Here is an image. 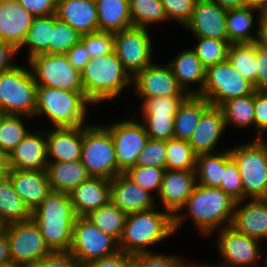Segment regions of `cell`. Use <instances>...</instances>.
<instances>
[{
    "label": "cell",
    "mask_w": 267,
    "mask_h": 267,
    "mask_svg": "<svg viewBox=\"0 0 267 267\" xmlns=\"http://www.w3.org/2000/svg\"><path fill=\"white\" fill-rule=\"evenodd\" d=\"M234 207L235 201L220 188L197 184L186 203L174 215L175 234L186 220L191 219L193 224L188 229H194L192 234L197 231L209 238L213 232L231 225Z\"/></svg>",
    "instance_id": "1"
},
{
    "label": "cell",
    "mask_w": 267,
    "mask_h": 267,
    "mask_svg": "<svg viewBox=\"0 0 267 267\" xmlns=\"http://www.w3.org/2000/svg\"><path fill=\"white\" fill-rule=\"evenodd\" d=\"M156 206L152 209L127 215L119 250L135 255L154 252L163 241L174 236V216L167 210ZM152 249V250H151Z\"/></svg>",
    "instance_id": "2"
},
{
    "label": "cell",
    "mask_w": 267,
    "mask_h": 267,
    "mask_svg": "<svg viewBox=\"0 0 267 267\" xmlns=\"http://www.w3.org/2000/svg\"><path fill=\"white\" fill-rule=\"evenodd\" d=\"M81 81L85 96L97 107L109 101L116 105L122 93L129 87L132 89V77L115 52L90 58L81 72Z\"/></svg>",
    "instance_id": "3"
},
{
    "label": "cell",
    "mask_w": 267,
    "mask_h": 267,
    "mask_svg": "<svg viewBox=\"0 0 267 267\" xmlns=\"http://www.w3.org/2000/svg\"><path fill=\"white\" fill-rule=\"evenodd\" d=\"M76 218L70 195L57 191H50L32 211V220L53 252L69 251Z\"/></svg>",
    "instance_id": "4"
},
{
    "label": "cell",
    "mask_w": 267,
    "mask_h": 267,
    "mask_svg": "<svg viewBox=\"0 0 267 267\" xmlns=\"http://www.w3.org/2000/svg\"><path fill=\"white\" fill-rule=\"evenodd\" d=\"M92 105L84 92L37 86L34 120L45 119L47 123L50 122V128L88 125L90 117L87 116Z\"/></svg>",
    "instance_id": "5"
},
{
    "label": "cell",
    "mask_w": 267,
    "mask_h": 267,
    "mask_svg": "<svg viewBox=\"0 0 267 267\" xmlns=\"http://www.w3.org/2000/svg\"><path fill=\"white\" fill-rule=\"evenodd\" d=\"M230 147L243 186V200L267 198V148L259 139Z\"/></svg>",
    "instance_id": "6"
},
{
    "label": "cell",
    "mask_w": 267,
    "mask_h": 267,
    "mask_svg": "<svg viewBox=\"0 0 267 267\" xmlns=\"http://www.w3.org/2000/svg\"><path fill=\"white\" fill-rule=\"evenodd\" d=\"M37 84L28 64H17L0 74V110L4 114L25 115L34 119Z\"/></svg>",
    "instance_id": "7"
},
{
    "label": "cell",
    "mask_w": 267,
    "mask_h": 267,
    "mask_svg": "<svg viewBox=\"0 0 267 267\" xmlns=\"http://www.w3.org/2000/svg\"><path fill=\"white\" fill-rule=\"evenodd\" d=\"M81 162L91 177L112 180L119 174L114 142L103 124L83 125Z\"/></svg>",
    "instance_id": "8"
},
{
    "label": "cell",
    "mask_w": 267,
    "mask_h": 267,
    "mask_svg": "<svg viewBox=\"0 0 267 267\" xmlns=\"http://www.w3.org/2000/svg\"><path fill=\"white\" fill-rule=\"evenodd\" d=\"M218 232V233H216ZM215 246L220 255L219 263H210L213 267H257L262 266L264 253L262 242L256 238L249 237L237 232L231 226L224 227L213 232L210 236L215 235ZM265 250V251H262Z\"/></svg>",
    "instance_id": "9"
},
{
    "label": "cell",
    "mask_w": 267,
    "mask_h": 267,
    "mask_svg": "<svg viewBox=\"0 0 267 267\" xmlns=\"http://www.w3.org/2000/svg\"><path fill=\"white\" fill-rule=\"evenodd\" d=\"M37 86L83 92L81 73L65 54H39L26 61Z\"/></svg>",
    "instance_id": "10"
},
{
    "label": "cell",
    "mask_w": 267,
    "mask_h": 267,
    "mask_svg": "<svg viewBox=\"0 0 267 267\" xmlns=\"http://www.w3.org/2000/svg\"><path fill=\"white\" fill-rule=\"evenodd\" d=\"M254 85L241 74L227 59L206 69L205 83L199 96L210 105L221 106L228 100L252 94Z\"/></svg>",
    "instance_id": "11"
},
{
    "label": "cell",
    "mask_w": 267,
    "mask_h": 267,
    "mask_svg": "<svg viewBox=\"0 0 267 267\" xmlns=\"http://www.w3.org/2000/svg\"><path fill=\"white\" fill-rule=\"evenodd\" d=\"M151 34L150 29L141 27H130L114 33V52L132 78L156 61L153 51L155 39Z\"/></svg>",
    "instance_id": "12"
},
{
    "label": "cell",
    "mask_w": 267,
    "mask_h": 267,
    "mask_svg": "<svg viewBox=\"0 0 267 267\" xmlns=\"http://www.w3.org/2000/svg\"><path fill=\"white\" fill-rule=\"evenodd\" d=\"M135 112L130 118L115 120L103 124L111 134L115 146V155L119 173H125L136 164L138 156L149 139L143 124L137 119ZM137 119V120H136Z\"/></svg>",
    "instance_id": "13"
},
{
    "label": "cell",
    "mask_w": 267,
    "mask_h": 267,
    "mask_svg": "<svg viewBox=\"0 0 267 267\" xmlns=\"http://www.w3.org/2000/svg\"><path fill=\"white\" fill-rule=\"evenodd\" d=\"M5 233L8 237L11 262L15 264L31 267L53 252L33 220L8 224Z\"/></svg>",
    "instance_id": "14"
},
{
    "label": "cell",
    "mask_w": 267,
    "mask_h": 267,
    "mask_svg": "<svg viewBox=\"0 0 267 267\" xmlns=\"http://www.w3.org/2000/svg\"><path fill=\"white\" fill-rule=\"evenodd\" d=\"M118 250V242L103 233L89 219L86 217L75 219L69 252L84 266L93 260L114 254Z\"/></svg>",
    "instance_id": "15"
},
{
    "label": "cell",
    "mask_w": 267,
    "mask_h": 267,
    "mask_svg": "<svg viewBox=\"0 0 267 267\" xmlns=\"http://www.w3.org/2000/svg\"><path fill=\"white\" fill-rule=\"evenodd\" d=\"M130 91H133L134 96L136 94V99L189 96L178 85L170 66L155 61L132 78Z\"/></svg>",
    "instance_id": "16"
},
{
    "label": "cell",
    "mask_w": 267,
    "mask_h": 267,
    "mask_svg": "<svg viewBox=\"0 0 267 267\" xmlns=\"http://www.w3.org/2000/svg\"><path fill=\"white\" fill-rule=\"evenodd\" d=\"M196 185L195 170L165 169L156 198L157 206L160 204L161 209L169 211L174 216L186 203Z\"/></svg>",
    "instance_id": "17"
},
{
    "label": "cell",
    "mask_w": 267,
    "mask_h": 267,
    "mask_svg": "<svg viewBox=\"0 0 267 267\" xmlns=\"http://www.w3.org/2000/svg\"><path fill=\"white\" fill-rule=\"evenodd\" d=\"M226 14L227 10L211 0H197L184 29L191 32L193 37L228 40Z\"/></svg>",
    "instance_id": "18"
},
{
    "label": "cell",
    "mask_w": 267,
    "mask_h": 267,
    "mask_svg": "<svg viewBox=\"0 0 267 267\" xmlns=\"http://www.w3.org/2000/svg\"><path fill=\"white\" fill-rule=\"evenodd\" d=\"M226 130L221 107L209 105L203 111L188 143L197 155L220 152L218 146L224 139Z\"/></svg>",
    "instance_id": "19"
},
{
    "label": "cell",
    "mask_w": 267,
    "mask_h": 267,
    "mask_svg": "<svg viewBox=\"0 0 267 267\" xmlns=\"http://www.w3.org/2000/svg\"><path fill=\"white\" fill-rule=\"evenodd\" d=\"M230 226L237 232L261 242L267 240V198L244 199L235 202Z\"/></svg>",
    "instance_id": "20"
},
{
    "label": "cell",
    "mask_w": 267,
    "mask_h": 267,
    "mask_svg": "<svg viewBox=\"0 0 267 267\" xmlns=\"http://www.w3.org/2000/svg\"><path fill=\"white\" fill-rule=\"evenodd\" d=\"M31 131L7 156L8 169L43 170L47 165L45 128Z\"/></svg>",
    "instance_id": "21"
},
{
    "label": "cell",
    "mask_w": 267,
    "mask_h": 267,
    "mask_svg": "<svg viewBox=\"0 0 267 267\" xmlns=\"http://www.w3.org/2000/svg\"><path fill=\"white\" fill-rule=\"evenodd\" d=\"M110 201L127 215L157 206L156 198L125 173H119L111 180Z\"/></svg>",
    "instance_id": "22"
},
{
    "label": "cell",
    "mask_w": 267,
    "mask_h": 267,
    "mask_svg": "<svg viewBox=\"0 0 267 267\" xmlns=\"http://www.w3.org/2000/svg\"><path fill=\"white\" fill-rule=\"evenodd\" d=\"M48 162H69L81 160L83 126L45 127Z\"/></svg>",
    "instance_id": "23"
},
{
    "label": "cell",
    "mask_w": 267,
    "mask_h": 267,
    "mask_svg": "<svg viewBox=\"0 0 267 267\" xmlns=\"http://www.w3.org/2000/svg\"><path fill=\"white\" fill-rule=\"evenodd\" d=\"M34 17L16 0H0V40L19 49L27 37Z\"/></svg>",
    "instance_id": "24"
},
{
    "label": "cell",
    "mask_w": 267,
    "mask_h": 267,
    "mask_svg": "<svg viewBox=\"0 0 267 267\" xmlns=\"http://www.w3.org/2000/svg\"><path fill=\"white\" fill-rule=\"evenodd\" d=\"M175 56L167 60V64L178 85L188 95H200L205 83L206 68L191 47L180 50Z\"/></svg>",
    "instance_id": "25"
},
{
    "label": "cell",
    "mask_w": 267,
    "mask_h": 267,
    "mask_svg": "<svg viewBox=\"0 0 267 267\" xmlns=\"http://www.w3.org/2000/svg\"><path fill=\"white\" fill-rule=\"evenodd\" d=\"M111 180L90 177L76 186L70 193V199L77 217H85L91 211L110 202Z\"/></svg>",
    "instance_id": "26"
},
{
    "label": "cell",
    "mask_w": 267,
    "mask_h": 267,
    "mask_svg": "<svg viewBox=\"0 0 267 267\" xmlns=\"http://www.w3.org/2000/svg\"><path fill=\"white\" fill-rule=\"evenodd\" d=\"M57 19L80 34L99 31L96 2L90 0H57Z\"/></svg>",
    "instance_id": "27"
},
{
    "label": "cell",
    "mask_w": 267,
    "mask_h": 267,
    "mask_svg": "<svg viewBox=\"0 0 267 267\" xmlns=\"http://www.w3.org/2000/svg\"><path fill=\"white\" fill-rule=\"evenodd\" d=\"M16 193L33 211L50 193L46 170H13L8 169Z\"/></svg>",
    "instance_id": "28"
},
{
    "label": "cell",
    "mask_w": 267,
    "mask_h": 267,
    "mask_svg": "<svg viewBox=\"0 0 267 267\" xmlns=\"http://www.w3.org/2000/svg\"><path fill=\"white\" fill-rule=\"evenodd\" d=\"M260 12L258 8L244 6L227 10V37L230 44L256 42Z\"/></svg>",
    "instance_id": "29"
},
{
    "label": "cell",
    "mask_w": 267,
    "mask_h": 267,
    "mask_svg": "<svg viewBox=\"0 0 267 267\" xmlns=\"http://www.w3.org/2000/svg\"><path fill=\"white\" fill-rule=\"evenodd\" d=\"M45 170L51 191L68 194L91 177L81 160L47 162Z\"/></svg>",
    "instance_id": "30"
},
{
    "label": "cell",
    "mask_w": 267,
    "mask_h": 267,
    "mask_svg": "<svg viewBox=\"0 0 267 267\" xmlns=\"http://www.w3.org/2000/svg\"><path fill=\"white\" fill-rule=\"evenodd\" d=\"M210 103L199 95H189L175 114L174 138L189 141Z\"/></svg>",
    "instance_id": "31"
},
{
    "label": "cell",
    "mask_w": 267,
    "mask_h": 267,
    "mask_svg": "<svg viewBox=\"0 0 267 267\" xmlns=\"http://www.w3.org/2000/svg\"><path fill=\"white\" fill-rule=\"evenodd\" d=\"M0 217L7 225L32 220V211L16 193L7 174L0 176Z\"/></svg>",
    "instance_id": "32"
},
{
    "label": "cell",
    "mask_w": 267,
    "mask_h": 267,
    "mask_svg": "<svg viewBox=\"0 0 267 267\" xmlns=\"http://www.w3.org/2000/svg\"><path fill=\"white\" fill-rule=\"evenodd\" d=\"M99 31L116 33L133 27L129 12V0H98Z\"/></svg>",
    "instance_id": "33"
},
{
    "label": "cell",
    "mask_w": 267,
    "mask_h": 267,
    "mask_svg": "<svg viewBox=\"0 0 267 267\" xmlns=\"http://www.w3.org/2000/svg\"><path fill=\"white\" fill-rule=\"evenodd\" d=\"M55 25V14L49 16L34 17L32 26L30 27L27 37L22 46L18 49V53L22 54L25 49L24 62L33 56L47 53L49 54V44L52 42V27Z\"/></svg>",
    "instance_id": "34"
},
{
    "label": "cell",
    "mask_w": 267,
    "mask_h": 267,
    "mask_svg": "<svg viewBox=\"0 0 267 267\" xmlns=\"http://www.w3.org/2000/svg\"><path fill=\"white\" fill-rule=\"evenodd\" d=\"M229 148L217 153L199 154L196 161L197 184L207 187H220L225 164L231 159Z\"/></svg>",
    "instance_id": "35"
},
{
    "label": "cell",
    "mask_w": 267,
    "mask_h": 267,
    "mask_svg": "<svg viewBox=\"0 0 267 267\" xmlns=\"http://www.w3.org/2000/svg\"><path fill=\"white\" fill-rule=\"evenodd\" d=\"M220 107L224 114L226 129L245 130L247 127L254 133V92L228 100Z\"/></svg>",
    "instance_id": "36"
},
{
    "label": "cell",
    "mask_w": 267,
    "mask_h": 267,
    "mask_svg": "<svg viewBox=\"0 0 267 267\" xmlns=\"http://www.w3.org/2000/svg\"><path fill=\"white\" fill-rule=\"evenodd\" d=\"M31 125L34 119L25 115L4 114L0 119V151L6 156L13 151L16 146L31 131L26 123Z\"/></svg>",
    "instance_id": "37"
},
{
    "label": "cell",
    "mask_w": 267,
    "mask_h": 267,
    "mask_svg": "<svg viewBox=\"0 0 267 267\" xmlns=\"http://www.w3.org/2000/svg\"><path fill=\"white\" fill-rule=\"evenodd\" d=\"M129 12L133 27L150 29L168 22L161 0H129Z\"/></svg>",
    "instance_id": "38"
},
{
    "label": "cell",
    "mask_w": 267,
    "mask_h": 267,
    "mask_svg": "<svg viewBox=\"0 0 267 267\" xmlns=\"http://www.w3.org/2000/svg\"><path fill=\"white\" fill-rule=\"evenodd\" d=\"M103 233L113 237L117 242L121 239L127 214L116 207L111 201L87 216Z\"/></svg>",
    "instance_id": "39"
},
{
    "label": "cell",
    "mask_w": 267,
    "mask_h": 267,
    "mask_svg": "<svg viewBox=\"0 0 267 267\" xmlns=\"http://www.w3.org/2000/svg\"><path fill=\"white\" fill-rule=\"evenodd\" d=\"M227 59L256 90V42L230 44Z\"/></svg>",
    "instance_id": "40"
},
{
    "label": "cell",
    "mask_w": 267,
    "mask_h": 267,
    "mask_svg": "<svg viewBox=\"0 0 267 267\" xmlns=\"http://www.w3.org/2000/svg\"><path fill=\"white\" fill-rule=\"evenodd\" d=\"M197 154L193 151L188 141L169 139L166 141L167 170H195Z\"/></svg>",
    "instance_id": "41"
},
{
    "label": "cell",
    "mask_w": 267,
    "mask_h": 267,
    "mask_svg": "<svg viewBox=\"0 0 267 267\" xmlns=\"http://www.w3.org/2000/svg\"><path fill=\"white\" fill-rule=\"evenodd\" d=\"M197 43L191 47L203 66L207 69L218 63L224 62L228 57V40L205 37H194Z\"/></svg>",
    "instance_id": "42"
},
{
    "label": "cell",
    "mask_w": 267,
    "mask_h": 267,
    "mask_svg": "<svg viewBox=\"0 0 267 267\" xmlns=\"http://www.w3.org/2000/svg\"><path fill=\"white\" fill-rule=\"evenodd\" d=\"M139 118L150 139L169 140L174 138L176 113H139ZM142 119V120H141Z\"/></svg>",
    "instance_id": "43"
},
{
    "label": "cell",
    "mask_w": 267,
    "mask_h": 267,
    "mask_svg": "<svg viewBox=\"0 0 267 267\" xmlns=\"http://www.w3.org/2000/svg\"><path fill=\"white\" fill-rule=\"evenodd\" d=\"M165 168L134 165L125 174L155 198L159 194Z\"/></svg>",
    "instance_id": "44"
},
{
    "label": "cell",
    "mask_w": 267,
    "mask_h": 267,
    "mask_svg": "<svg viewBox=\"0 0 267 267\" xmlns=\"http://www.w3.org/2000/svg\"><path fill=\"white\" fill-rule=\"evenodd\" d=\"M81 35L69 24L57 19L52 27V42L49 44V54H66L67 51L81 40Z\"/></svg>",
    "instance_id": "45"
},
{
    "label": "cell",
    "mask_w": 267,
    "mask_h": 267,
    "mask_svg": "<svg viewBox=\"0 0 267 267\" xmlns=\"http://www.w3.org/2000/svg\"><path fill=\"white\" fill-rule=\"evenodd\" d=\"M156 252L132 255L130 267H183L188 262V258L185 255L182 257V254Z\"/></svg>",
    "instance_id": "46"
},
{
    "label": "cell",
    "mask_w": 267,
    "mask_h": 267,
    "mask_svg": "<svg viewBox=\"0 0 267 267\" xmlns=\"http://www.w3.org/2000/svg\"><path fill=\"white\" fill-rule=\"evenodd\" d=\"M90 58L108 55L114 52L115 37L112 32L96 31L81 35Z\"/></svg>",
    "instance_id": "47"
},
{
    "label": "cell",
    "mask_w": 267,
    "mask_h": 267,
    "mask_svg": "<svg viewBox=\"0 0 267 267\" xmlns=\"http://www.w3.org/2000/svg\"><path fill=\"white\" fill-rule=\"evenodd\" d=\"M166 141L148 139L140 152L135 165L145 167L165 168Z\"/></svg>",
    "instance_id": "48"
},
{
    "label": "cell",
    "mask_w": 267,
    "mask_h": 267,
    "mask_svg": "<svg viewBox=\"0 0 267 267\" xmlns=\"http://www.w3.org/2000/svg\"><path fill=\"white\" fill-rule=\"evenodd\" d=\"M221 190L230 196L235 202L243 200V186L238 166L231 158L224 167L222 180L220 183Z\"/></svg>",
    "instance_id": "49"
},
{
    "label": "cell",
    "mask_w": 267,
    "mask_h": 267,
    "mask_svg": "<svg viewBox=\"0 0 267 267\" xmlns=\"http://www.w3.org/2000/svg\"><path fill=\"white\" fill-rule=\"evenodd\" d=\"M197 0H161L168 23L174 21L175 25L185 27L192 16L194 5ZM177 22V23H176Z\"/></svg>",
    "instance_id": "50"
},
{
    "label": "cell",
    "mask_w": 267,
    "mask_h": 267,
    "mask_svg": "<svg viewBox=\"0 0 267 267\" xmlns=\"http://www.w3.org/2000/svg\"><path fill=\"white\" fill-rule=\"evenodd\" d=\"M188 96H166L140 99L141 113H177L180 105Z\"/></svg>",
    "instance_id": "51"
},
{
    "label": "cell",
    "mask_w": 267,
    "mask_h": 267,
    "mask_svg": "<svg viewBox=\"0 0 267 267\" xmlns=\"http://www.w3.org/2000/svg\"><path fill=\"white\" fill-rule=\"evenodd\" d=\"M254 133L259 139L267 131V91H254Z\"/></svg>",
    "instance_id": "52"
},
{
    "label": "cell",
    "mask_w": 267,
    "mask_h": 267,
    "mask_svg": "<svg viewBox=\"0 0 267 267\" xmlns=\"http://www.w3.org/2000/svg\"><path fill=\"white\" fill-rule=\"evenodd\" d=\"M31 267H84V265L69 251H55L43 257Z\"/></svg>",
    "instance_id": "53"
},
{
    "label": "cell",
    "mask_w": 267,
    "mask_h": 267,
    "mask_svg": "<svg viewBox=\"0 0 267 267\" xmlns=\"http://www.w3.org/2000/svg\"><path fill=\"white\" fill-rule=\"evenodd\" d=\"M35 17L49 16L56 13L57 0H16Z\"/></svg>",
    "instance_id": "54"
},
{
    "label": "cell",
    "mask_w": 267,
    "mask_h": 267,
    "mask_svg": "<svg viewBox=\"0 0 267 267\" xmlns=\"http://www.w3.org/2000/svg\"><path fill=\"white\" fill-rule=\"evenodd\" d=\"M132 255L118 250L114 254L89 262L84 267H130Z\"/></svg>",
    "instance_id": "55"
},
{
    "label": "cell",
    "mask_w": 267,
    "mask_h": 267,
    "mask_svg": "<svg viewBox=\"0 0 267 267\" xmlns=\"http://www.w3.org/2000/svg\"><path fill=\"white\" fill-rule=\"evenodd\" d=\"M256 91H267V50L256 44Z\"/></svg>",
    "instance_id": "56"
},
{
    "label": "cell",
    "mask_w": 267,
    "mask_h": 267,
    "mask_svg": "<svg viewBox=\"0 0 267 267\" xmlns=\"http://www.w3.org/2000/svg\"><path fill=\"white\" fill-rule=\"evenodd\" d=\"M65 55L72 66L80 73L84 70L90 60L89 53L81 40L73 45Z\"/></svg>",
    "instance_id": "57"
},
{
    "label": "cell",
    "mask_w": 267,
    "mask_h": 267,
    "mask_svg": "<svg viewBox=\"0 0 267 267\" xmlns=\"http://www.w3.org/2000/svg\"><path fill=\"white\" fill-rule=\"evenodd\" d=\"M18 56V49L14 45L0 40V74L20 64L16 62Z\"/></svg>",
    "instance_id": "58"
},
{
    "label": "cell",
    "mask_w": 267,
    "mask_h": 267,
    "mask_svg": "<svg viewBox=\"0 0 267 267\" xmlns=\"http://www.w3.org/2000/svg\"><path fill=\"white\" fill-rule=\"evenodd\" d=\"M256 44L267 50V9L260 12Z\"/></svg>",
    "instance_id": "59"
},
{
    "label": "cell",
    "mask_w": 267,
    "mask_h": 267,
    "mask_svg": "<svg viewBox=\"0 0 267 267\" xmlns=\"http://www.w3.org/2000/svg\"><path fill=\"white\" fill-rule=\"evenodd\" d=\"M11 262L10 248L6 233L0 235V265Z\"/></svg>",
    "instance_id": "60"
},
{
    "label": "cell",
    "mask_w": 267,
    "mask_h": 267,
    "mask_svg": "<svg viewBox=\"0 0 267 267\" xmlns=\"http://www.w3.org/2000/svg\"><path fill=\"white\" fill-rule=\"evenodd\" d=\"M225 10L238 9L246 6L245 0H211Z\"/></svg>",
    "instance_id": "61"
},
{
    "label": "cell",
    "mask_w": 267,
    "mask_h": 267,
    "mask_svg": "<svg viewBox=\"0 0 267 267\" xmlns=\"http://www.w3.org/2000/svg\"><path fill=\"white\" fill-rule=\"evenodd\" d=\"M246 5L258 8L259 10L267 9V0H245Z\"/></svg>",
    "instance_id": "62"
},
{
    "label": "cell",
    "mask_w": 267,
    "mask_h": 267,
    "mask_svg": "<svg viewBox=\"0 0 267 267\" xmlns=\"http://www.w3.org/2000/svg\"><path fill=\"white\" fill-rule=\"evenodd\" d=\"M8 171L7 156L0 151V176L5 175Z\"/></svg>",
    "instance_id": "63"
},
{
    "label": "cell",
    "mask_w": 267,
    "mask_h": 267,
    "mask_svg": "<svg viewBox=\"0 0 267 267\" xmlns=\"http://www.w3.org/2000/svg\"><path fill=\"white\" fill-rule=\"evenodd\" d=\"M192 261V262H191ZM189 260L183 267H201V263L200 262H194L193 260Z\"/></svg>",
    "instance_id": "64"
},
{
    "label": "cell",
    "mask_w": 267,
    "mask_h": 267,
    "mask_svg": "<svg viewBox=\"0 0 267 267\" xmlns=\"http://www.w3.org/2000/svg\"><path fill=\"white\" fill-rule=\"evenodd\" d=\"M7 224L3 221V219L0 217V235L5 233Z\"/></svg>",
    "instance_id": "65"
},
{
    "label": "cell",
    "mask_w": 267,
    "mask_h": 267,
    "mask_svg": "<svg viewBox=\"0 0 267 267\" xmlns=\"http://www.w3.org/2000/svg\"><path fill=\"white\" fill-rule=\"evenodd\" d=\"M259 140L265 145V147L267 148V131L260 136Z\"/></svg>",
    "instance_id": "66"
},
{
    "label": "cell",
    "mask_w": 267,
    "mask_h": 267,
    "mask_svg": "<svg viewBox=\"0 0 267 267\" xmlns=\"http://www.w3.org/2000/svg\"><path fill=\"white\" fill-rule=\"evenodd\" d=\"M0 267H23V266L15 264L13 262H8V263L0 265Z\"/></svg>",
    "instance_id": "67"
},
{
    "label": "cell",
    "mask_w": 267,
    "mask_h": 267,
    "mask_svg": "<svg viewBox=\"0 0 267 267\" xmlns=\"http://www.w3.org/2000/svg\"><path fill=\"white\" fill-rule=\"evenodd\" d=\"M261 264L263 265V267H267V251H266V254L264 255V258Z\"/></svg>",
    "instance_id": "68"
},
{
    "label": "cell",
    "mask_w": 267,
    "mask_h": 267,
    "mask_svg": "<svg viewBox=\"0 0 267 267\" xmlns=\"http://www.w3.org/2000/svg\"><path fill=\"white\" fill-rule=\"evenodd\" d=\"M201 267H213V266H211L209 263H205L204 261L203 262H201Z\"/></svg>",
    "instance_id": "69"
},
{
    "label": "cell",
    "mask_w": 267,
    "mask_h": 267,
    "mask_svg": "<svg viewBox=\"0 0 267 267\" xmlns=\"http://www.w3.org/2000/svg\"><path fill=\"white\" fill-rule=\"evenodd\" d=\"M3 115L4 113L0 110V119L2 118Z\"/></svg>",
    "instance_id": "70"
}]
</instances>
